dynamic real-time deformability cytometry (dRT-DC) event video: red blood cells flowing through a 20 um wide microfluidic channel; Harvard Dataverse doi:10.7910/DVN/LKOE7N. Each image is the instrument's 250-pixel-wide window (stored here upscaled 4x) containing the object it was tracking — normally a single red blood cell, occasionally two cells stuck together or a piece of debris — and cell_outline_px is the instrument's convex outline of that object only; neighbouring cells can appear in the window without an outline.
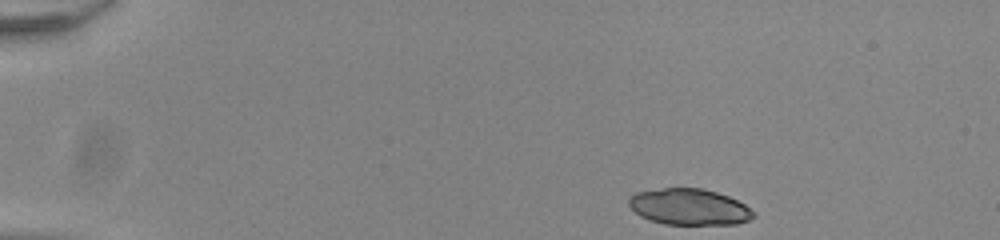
{"species": "common noctule bat (a hibernating species)", "species_latin": "Nyctalus noctula", "temperature_condition": "room temperature", "stored_images_in_passage": 46, "camera_frame_rate_fps": 3000, "um_per_image_px": 0.085, "animal": {"sex": "male", "body_mass_g": 20.0, "forearm_length_mm": 53.3}, "frame": {"image": 1, "passage_image": 1, "time_ms": 0.0, "image_size_px": [1000, 240], "cell_outline_px": [[756, 216], [748, 220], [736, 224], [664, 224], [648, 220], [640, 216], [628, 204], [628, 196], [636, 192], [664, 188], [700, 188], [716, 192], [728, 196], [744, 204], [756, 212]], "centroid_in_image_um": [58.57, 17.59], "position_along_channel_um": 26.4, "area_um2": 26.36}}